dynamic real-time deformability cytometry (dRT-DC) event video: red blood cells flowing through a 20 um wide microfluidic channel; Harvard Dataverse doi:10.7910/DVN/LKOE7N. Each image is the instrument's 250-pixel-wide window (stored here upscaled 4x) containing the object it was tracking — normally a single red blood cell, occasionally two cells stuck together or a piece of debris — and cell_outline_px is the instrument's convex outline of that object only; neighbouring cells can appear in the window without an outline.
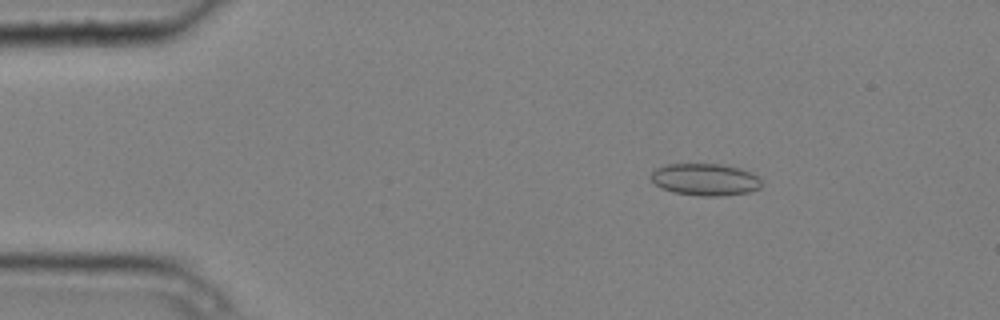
{"species": "common noctule bat (a hibernating species)", "species_latin": "Nyctalus noctula", "temperature_condition": "cold", "stored_images_in_passage": 4, "camera_frame_rate_fps": 3000, "um_per_image_px": 0.085, "animal": {"sex": "male", "body_mass_g": 20.4}, "frame": {"image": 1, "passage_image": 3, "time_ms": 0.667, "image_size_px": [1000, 320], "cell_outline_px": [[760, 188], [748, 192], [720, 196], [700, 196], [672, 192], [660, 188], [652, 180], [652, 172], [656, 168], [668, 164], [720, 164], [740, 168], [752, 172], [760, 180]], "centroid_in_image_um": [59.93, 15.26], "position_along_channel_um": 25.1, "area_um2": 20.58}}